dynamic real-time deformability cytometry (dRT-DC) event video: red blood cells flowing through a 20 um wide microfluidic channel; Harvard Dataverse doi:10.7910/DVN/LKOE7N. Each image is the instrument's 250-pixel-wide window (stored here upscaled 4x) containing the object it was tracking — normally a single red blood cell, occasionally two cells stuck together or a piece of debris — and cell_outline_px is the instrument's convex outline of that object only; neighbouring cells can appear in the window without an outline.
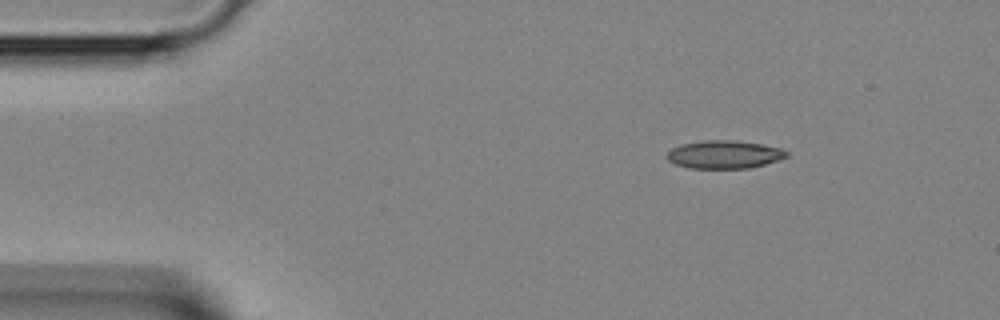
{"species": "Egyptian fruit bat (a non-hibernating species)", "species_latin": "Rousettus aegyptiacus", "temperature_condition": "room temperature", "stored_images_in_passage": 38, "camera_frame_rate_fps": 3000, "um_per_image_px": 0.085, "animal": {"sex": "female"}, "frame": {"image": 1, "passage_image": 1, "time_ms": 0.0, "image_size_px": [1000, 320], "cell_outline_px": [[788, 156], [764, 164], [748, 168], [688, 168], [676, 164], [668, 160], [668, 152], [672, 148], [680, 144], [704, 140], [732, 140], [760, 144], [780, 148], [788, 152]], "centroid_in_image_um": [61.53, 13.13], "position_along_channel_um": 23.5, "area_um2": 19.31}}
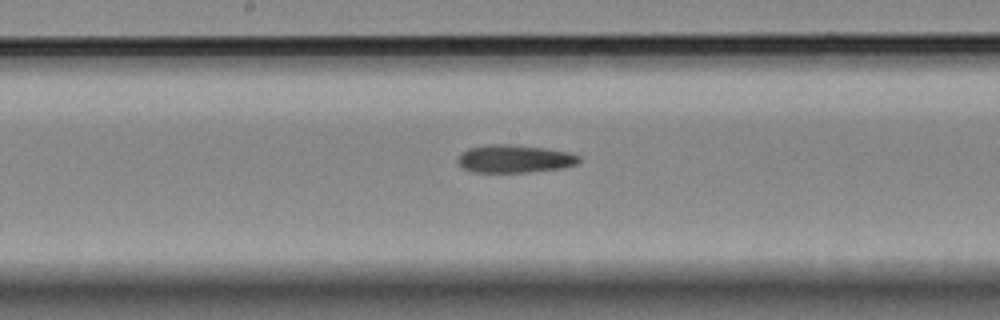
{"frame": {"image": 2, "passage_image": 17, "time_ms": 5.333, "image_size_px": [1000, 320], "cell_outline_px": [[580, 160], [576, 164], [560, 168], [528, 172], [472, 172], [464, 168], [456, 160], [468, 148], [488, 144], [508, 144], [544, 148], [568, 152], [580, 156]], "centroid_in_image_um": [43.73, 13.49], "position_along_channel_um": 204.5, "area_um2": 19.48}}
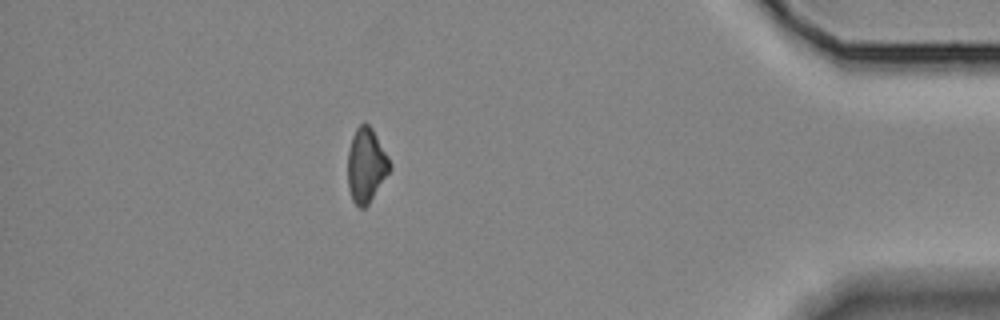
{"frame": {"image": 3, "passage_image": 33, "time_ms": 10.667, "image_size_px": [1000, 320], "cell_outline_px": [[392, 168], [368, 204], [364, 208], [360, 208], [352, 200], [348, 188], [348, 152], [352, 136], [356, 128], [364, 120], [372, 128], [388, 156], [392, 164]], "centroid_in_image_um": [31.13, 14.03], "position_along_channel_um": 404.1, "area_um2": 18.26}}